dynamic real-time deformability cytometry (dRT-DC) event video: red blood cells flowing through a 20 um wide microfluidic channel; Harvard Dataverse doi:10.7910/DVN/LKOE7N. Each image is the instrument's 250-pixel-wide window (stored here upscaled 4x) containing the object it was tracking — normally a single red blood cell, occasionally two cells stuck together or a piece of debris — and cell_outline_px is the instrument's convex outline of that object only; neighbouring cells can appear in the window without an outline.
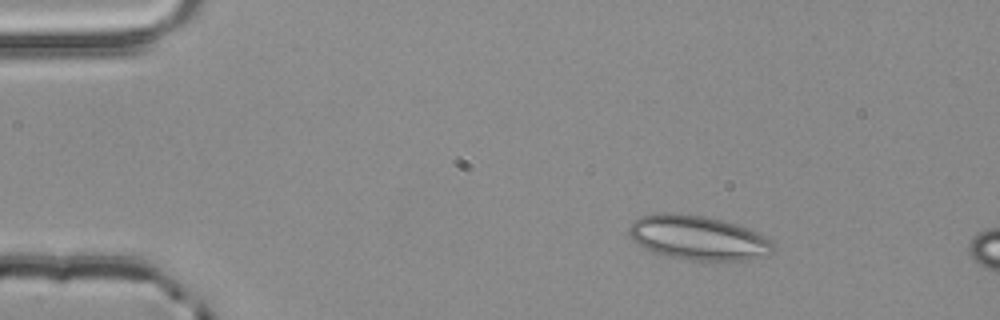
{"species": "common noctule bat (a hibernating species)", "species_latin": "Nyctalus noctula", "temperature_condition": "room temperature", "stored_images_in_passage": 55, "segment_of_instrument_passage": [1, 2], "camera_frame_rate_fps": 3000, "um_per_image_px": 0.085, "animal": {"sex": "male", "body_mass_g": 20.4}, "frame": {"image": 1, "passage_image": 8, "time_ms": 2.333, "image_size_px": [1000, 320], "cell_outline_px": [[776, 248], [768, 256], [748, 260], [692, 260], [668, 256], [644, 248], [632, 240], [628, 236], [628, 228], [632, 220], [640, 216], [660, 212], [672, 212], [704, 216], [724, 220], [748, 228], [764, 236]], "centroid_in_image_um": [59.31, 20.19], "position_along_channel_um": 25.7, "area_um2": 37.51}}
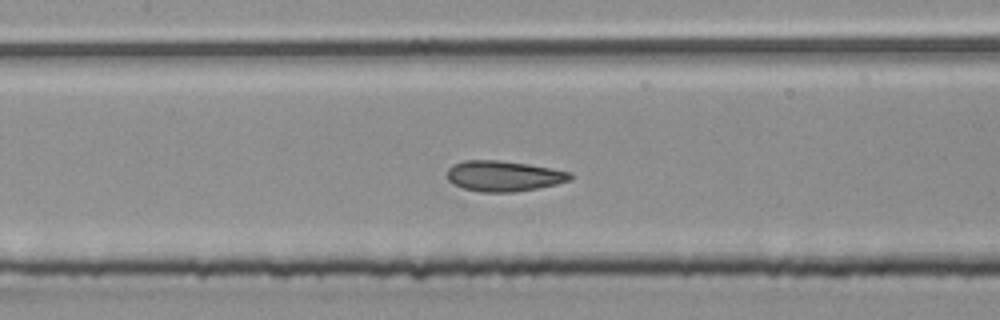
{"frame": {"image": 2, "passage_image": 25, "time_ms": 8.0, "image_size_px": [1000, 320], "cell_outline_px": [[572, 176], [568, 180], [556, 184], [536, 188], [512, 192], [480, 192], [464, 188], [452, 184], [448, 180], [448, 168], [452, 164], [464, 160], [500, 160], [528, 164], [572, 172]], "centroid_in_image_um": [42.77, 14.95], "position_along_channel_um": 164.6, "area_um2": 21.85}}
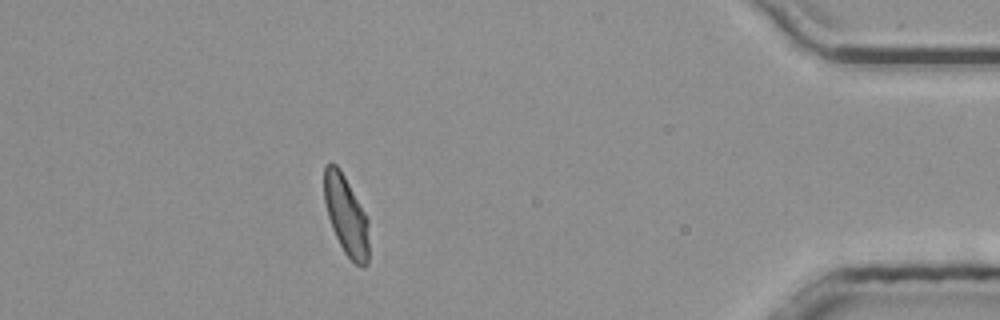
{"frame": {"image": 3, "passage_image": 48, "time_ms": 15.667, "image_size_px": [1000, 320], "cell_outline_px": [[368, 264], [364, 268], [360, 268], [344, 252], [332, 228], [328, 216], [324, 200], [324, 168], [332, 160], [340, 168], [368, 216]], "centroid_in_image_um": [29.43, 18.29], "position_along_channel_um": 405.8, "area_um2": 20.92}}